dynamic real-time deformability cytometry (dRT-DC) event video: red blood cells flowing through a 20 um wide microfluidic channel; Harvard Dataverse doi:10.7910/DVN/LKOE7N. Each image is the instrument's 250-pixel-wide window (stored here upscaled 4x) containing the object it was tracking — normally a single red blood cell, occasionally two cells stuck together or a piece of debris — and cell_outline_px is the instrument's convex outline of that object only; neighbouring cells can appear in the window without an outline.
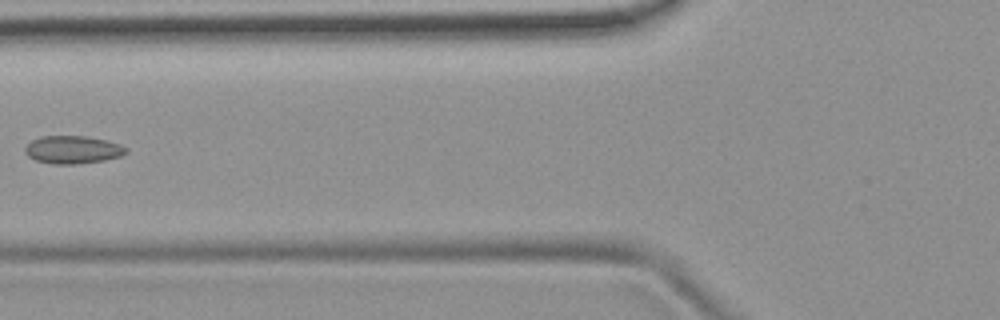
{"species": "common noctule bat (a hibernating species)", "species_latin": "Nyctalus noctula", "temperature_condition": "room temperature", "stored_images_in_passage": 5, "camera_frame_rate_fps": 3000, "um_per_image_px": 0.085, "animal": {"sex": "female", "body_mass_g": 19.9}, "frame": {"image": 1, "passage_image": 5, "time_ms": 5.0, "image_size_px": [1000, 320], "cell_outline_px": [[128, 152], [120, 156], [104, 160], [76, 164], [52, 164], [36, 160], [28, 156], [24, 152], [24, 148], [32, 140], [40, 136], [84, 136], [104, 140], [120, 144], [128, 148]], "centroid_in_image_um": [6.17, 12.72], "position_along_channel_um": 119.6, "area_um2": 16.36}}